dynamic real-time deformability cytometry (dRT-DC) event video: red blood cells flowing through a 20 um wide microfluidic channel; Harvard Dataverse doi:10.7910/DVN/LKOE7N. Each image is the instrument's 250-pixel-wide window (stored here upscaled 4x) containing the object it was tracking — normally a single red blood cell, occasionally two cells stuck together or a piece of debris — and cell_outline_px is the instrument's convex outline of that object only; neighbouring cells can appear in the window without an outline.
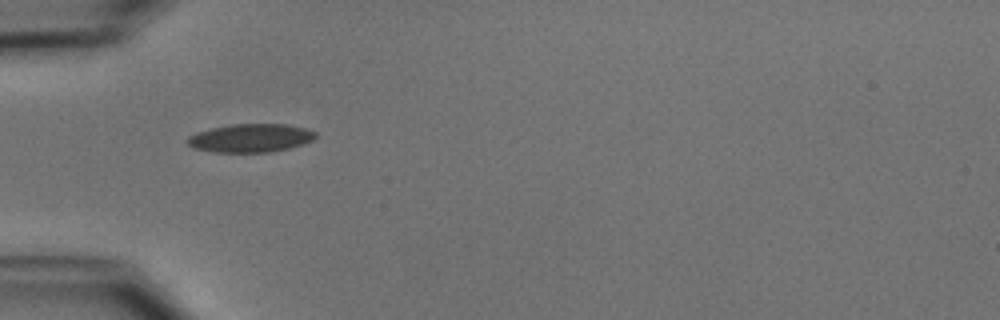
{"species": "common noctule bat (a hibernating species)", "species_latin": "Nyctalus noctula", "temperature_condition": "cold", "stored_images_in_passage": 26, "camera_frame_rate_fps": 3000, "um_per_image_px": 0.085, "animal": {"sex": "male", "body_mass_g": 15.6}, "frame": {"image": 1, "passage_image": 1, "time_ms": 0.0, "image_size_px": [1000, 320], "cell_outline_px": [[316, 136], [312, 140], [288, 148], [272, 152], [212, 152], [192, 148], [188, 144], [188, 136], [196, 132], [212, 128], [232, 124], [284, 124], [304, 128], [316, 132]], "centroid_in_image_um": [21.26, 11.73], "position_along_channel_um": 63.7, "area_um2": 21.04}}
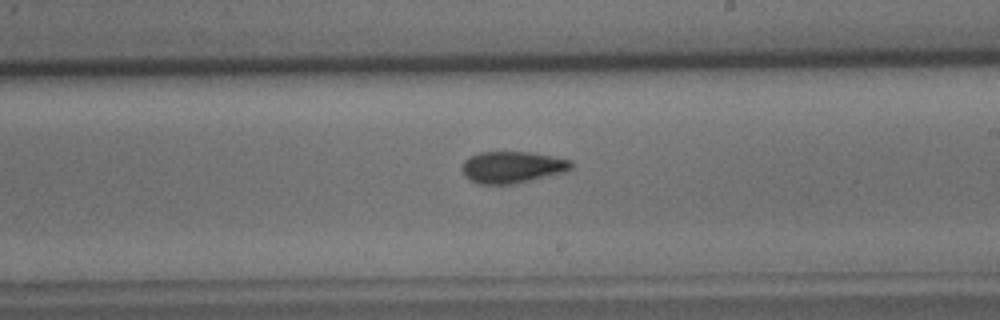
{"frame": {"image": 2, "passage_image": 15, "time_ms": 4.667, "image_size_px": [1000, 320], "cell_outline_px": [[572, 168], [564, 172], [532, 180], [512, 184], [480, 184], [468, 180], [464, 176], [460, 168], [464, 160], [480, 152], [532, 152], [572, 160]], "centroid_in_image_um": [43.51, 14.21], "position_along_channel_um": 245.5, "area_um2": 20.29}}
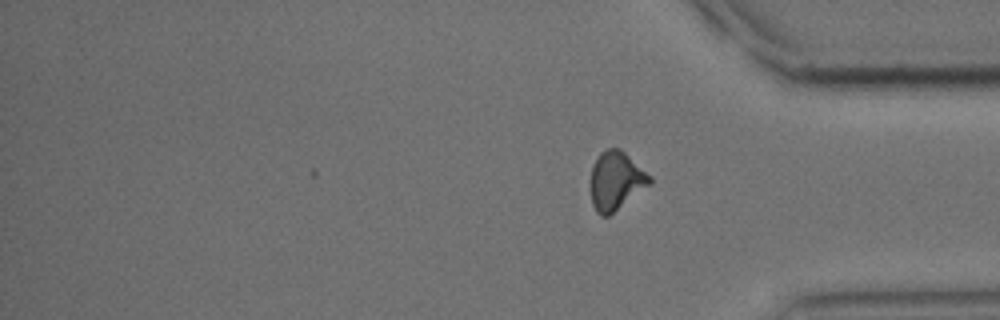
{"frame": {"image": 3, "passage_image": 26, "time_ms": 8.333, "image_size_px": [1000, 320], "cell_outline_px": [[652, 180], [648, 184], [608, 216], [600, 216], [596, 212], [592, 204], [588, 188], [588, 184], [592, 164], [600, 152], [608, 148], [620, 148], [652, 176]], "centroid_in_image_um": [52.27, 15.34], "position_along_channel_um": 382.9, "area_um2": 20.29}, "authors_computed_cell_mechanics": {"area_um2": 20.2878, "velocity_mm_per_s": 3.9271, "shape_relaxation_time_tau1_ms": 5.4626, "shape_relaxation_time_tau2_ms": 2.6578, "deformation_change_tau1": 0.1339, "deformation_change_tau2": 0.0717}}